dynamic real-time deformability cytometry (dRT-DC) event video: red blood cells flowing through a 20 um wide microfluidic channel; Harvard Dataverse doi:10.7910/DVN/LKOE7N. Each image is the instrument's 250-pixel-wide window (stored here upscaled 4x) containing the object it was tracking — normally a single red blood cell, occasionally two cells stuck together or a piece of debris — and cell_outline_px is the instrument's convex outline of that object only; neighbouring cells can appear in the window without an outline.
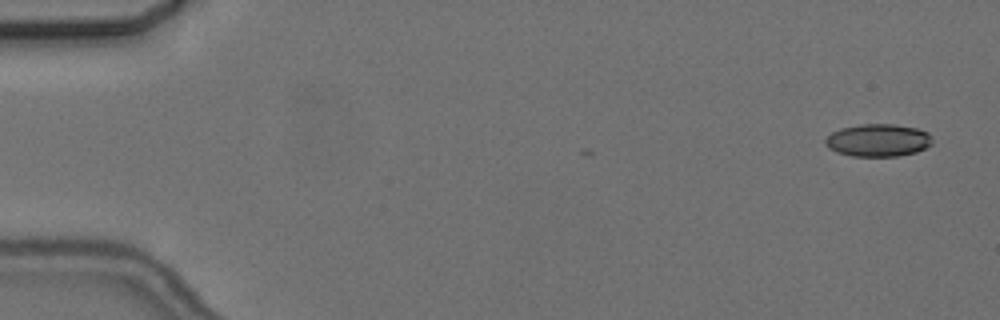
{"species": "common noctule bat (a hibernating species)", "species_latin": "Nyctalus noctula", "temperature_condition": "cold", "stored_images_in_passage": 3, "camera_frame_rate_fps": 3000, "um_per_image_px": 0.085, "animal": {"sex": "female", "body_mass_g": 24.6, "forearm_length_mm": 56.2}, "frame": {"image": 1, "passage_image": 1, "time_ms": 0.0, "image_size_px": [1000, 320], "cell_outline_px": [[932, 144], [916, 152], [900, 156], [852, 156], [836, 152], [828, 148], [824, 144], [824, 140], [832, 132], [840, 128], [860, 124], [896, 124], [916, 128], [928, 132], [932, 136]], "centroid_in_image_um": [74.63, 11.92], "position_along_channel_um": 10.4, "area_um2": 20.52}}